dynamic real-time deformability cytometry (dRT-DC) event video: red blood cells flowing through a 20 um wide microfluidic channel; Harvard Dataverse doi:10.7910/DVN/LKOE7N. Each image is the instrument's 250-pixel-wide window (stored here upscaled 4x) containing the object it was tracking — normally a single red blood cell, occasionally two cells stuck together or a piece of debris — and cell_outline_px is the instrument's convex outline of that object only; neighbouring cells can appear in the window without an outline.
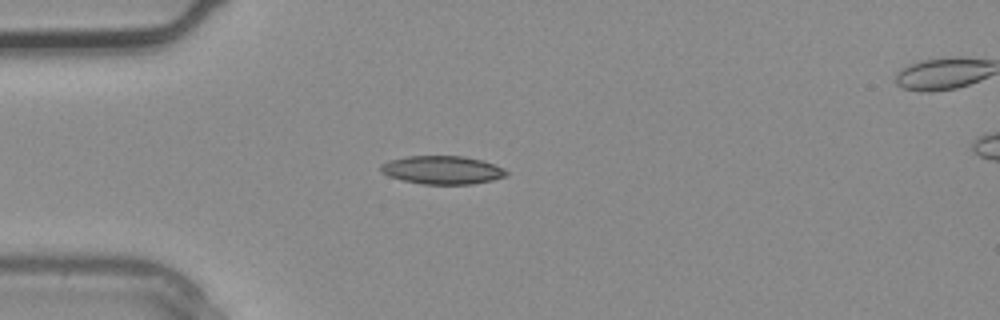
{"species": "common noctule bat (a hibernating species)", "species_latin": "Nyctalus noctula", "temperature_condition": "warm", "stored_images_in_passage": 5, "camera_frame_rate_fps": 3000, "um_per_image_px": 0.085, "animal": {"sex": "male", "body_mass_g": 20.4}, "frame": {"image": 1, "passage_image": 4, "time_ms": 1.0, "image_size_px": [1000, 320], "cell_outline_px": [[508, 176], [492, 180], [472, 184], [424, 184], [404, 180], [388, 176], [380, 172], [380, 164], [388, 160], [404, 156], [464, 156], [480, 160], [504, 168], [508, 172]], "centroid_in_image_um": [37.57, 14.44], "position_along_channel_um": 47.4, "area_um2": 20.75}}